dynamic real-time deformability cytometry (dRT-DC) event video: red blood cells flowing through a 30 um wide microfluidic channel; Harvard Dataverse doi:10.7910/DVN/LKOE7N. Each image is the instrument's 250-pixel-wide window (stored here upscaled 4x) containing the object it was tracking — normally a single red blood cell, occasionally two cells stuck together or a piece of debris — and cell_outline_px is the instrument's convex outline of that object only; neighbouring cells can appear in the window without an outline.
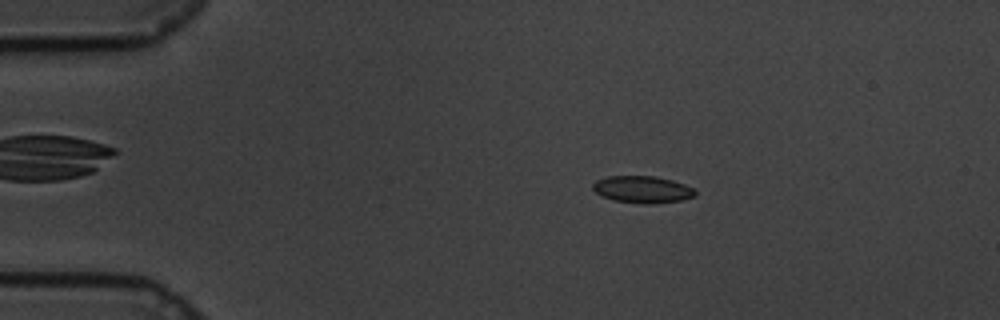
{"species": "common noctule bat (a hibernating species)", "species_latin": "Nyctalus noctula", "temperature_condition": "cold", "stored_images_in_passage": 60, "camera_frame_rate_fps": 3000, "um_per_image_px": 0.085, "animal": {"sex": "male", "body_mass_g": 19.5, "forearm_length_mm": 54.6}, "frame": {"image": 1, "passage_image": 11, "time_ms": 3.333, "image_size_px": [1000, 320], "cell_outline_px": [[696, 196], [680, 200], [652, 204], [640, 204], [612, 200], [596, 192], [592, 188], [592, 184], [596, 180], [608, 176], [656, 176], [672, 180], [684, 184], [692, 188], [696, 192]], "centroid_in_image_um": [54.6, 16.1], "position_along_channel_um": 30.4, "area_um2": 16.13}}
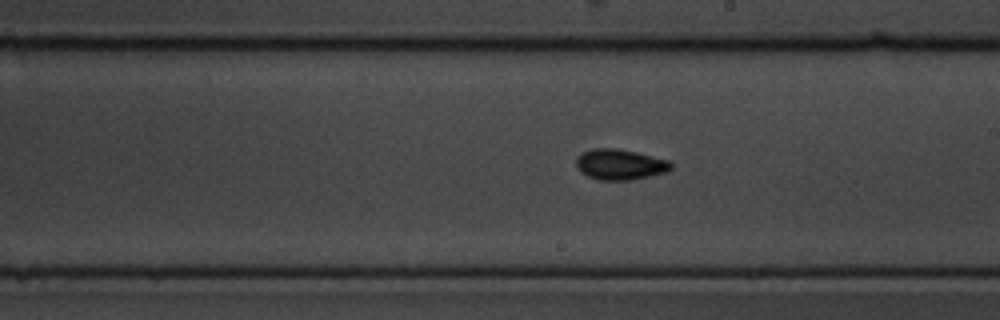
{"frame": {"image": 2, "passage_image": 34, "time_ms": 11.0, "image_size_px": [1000, 320], "cell_outline_px": [[672, 168], [668, 172], [632, 180], [596, 180], [580, 172], [576, 164], [576, 160], [584, 152], [592, 148], [616, 148], [636, 152], [668, 160], [672, 164]], "centroid_in_image_um": [52.72, 13.99], "position_along_channel_um": 236.3, "area_um2": 16.94}}
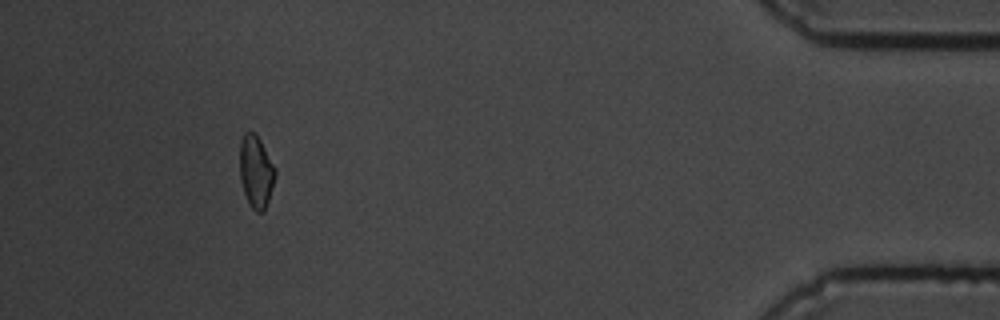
{"frame": {"image": 3, "passage_image": 55, "time_ms": 18.0, "image_size_px": [1000, 320], "cell_outline_px": [[276, 176], [264, 212], [256, 212], [252, 208], [244, 192], [240, 180], [240, 140], [244, 132], [256, 132], [276, 168]], "centroid_in_image_um": [21.76, 14.55], "position_along_channel_um": 413.4, "area_um2": 15.03}, "authors_computed_cell_mechanics": {"area_um2": 15.5771, "velocity_mm_per_s": 3.3772, "shape_relaxation_time_tau1_ms": 2.6242, "shape_relaxation_time_tau2_ms": 4.2526, "deformation_change_tau1": 0.0808, "deformation_change_tau2": 0.0804}}